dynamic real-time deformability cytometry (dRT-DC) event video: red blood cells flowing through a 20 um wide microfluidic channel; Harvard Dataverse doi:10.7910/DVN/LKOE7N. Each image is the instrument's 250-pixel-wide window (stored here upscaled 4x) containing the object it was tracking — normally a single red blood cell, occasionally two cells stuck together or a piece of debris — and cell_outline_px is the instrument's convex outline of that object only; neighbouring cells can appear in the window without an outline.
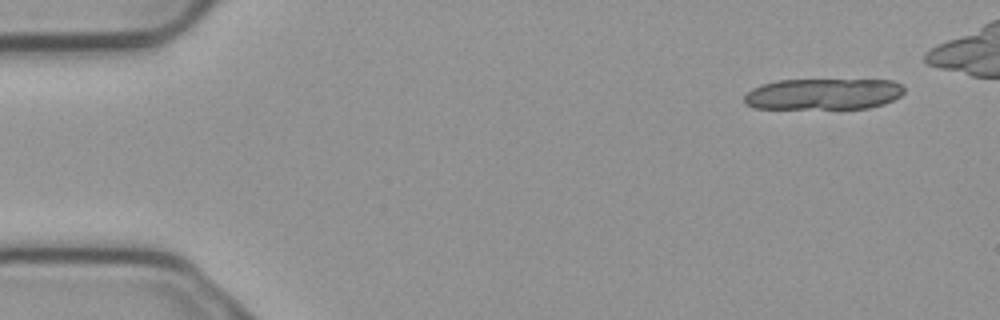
{"species": "common noctule bat (a hibernating species)", "species_latin": "Nyctalus noctula", "temperature_condition": "cold", "stored_images_in_passage": 5, "camera_frame_rate_fps": 3000, "um_per_image_px": 0.085, "animal": {"sex": "male", "body_mass_g": 23.1, "forearm_length_mm": 52.7}, "frame": {"image": 1, "passage_image": 1, "time_ms": 0.0, "image_size_px": [1000, 320], "cell_outline_px": [[904, 92], [900, 96], [884, 104], [868, 108], [752, 108], [744, 104], [744, 96], [752, 88], [760, 84], [776, 80], [892, 80], [900, 84], [904, 88]], "centroid_in_image_um": [69.95, 7.99], "position_along_channel_um": 15.1, "area_um2": 29.13}}